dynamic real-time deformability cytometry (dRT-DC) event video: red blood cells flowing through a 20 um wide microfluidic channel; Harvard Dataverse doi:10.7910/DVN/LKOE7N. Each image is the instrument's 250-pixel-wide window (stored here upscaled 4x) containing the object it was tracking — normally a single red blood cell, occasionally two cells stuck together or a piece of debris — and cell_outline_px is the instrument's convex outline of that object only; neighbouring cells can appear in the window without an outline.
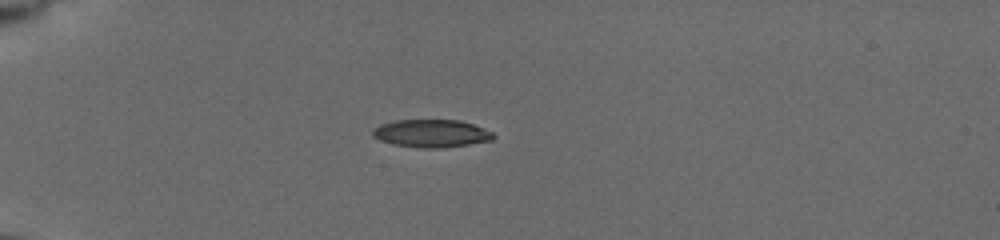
{"species": "common noctule bat (a hibernating species)", "species_latin": "Nyctalus noctula", "temperature_condition": "cold", "stored_images_in_passage": 40, "camera_frame_rate_fps": 3000, "um_per_image_px": 0.085, "animal": {"sex": "female", "body_mass_g": 19.5, "forearm_length_mm": 54.1}, "frame": {"image": 1, "passage_image": 1, "time_ms": 0.0, "image_size_px": [1000, 240], "cell_outline_px": [[496, 136], [492, 140], [468, 144], [436, 148], [424, 148], [392, 144], [380, 140], [372, 136], [372, 128], [380, 124], [396, 120], [460, 120], [472, 124], [492, 132]], "centroid_in_image_um": [36.63, 11.33], "position_along_channel_um": 48.4, "area_um2": 19.42}}
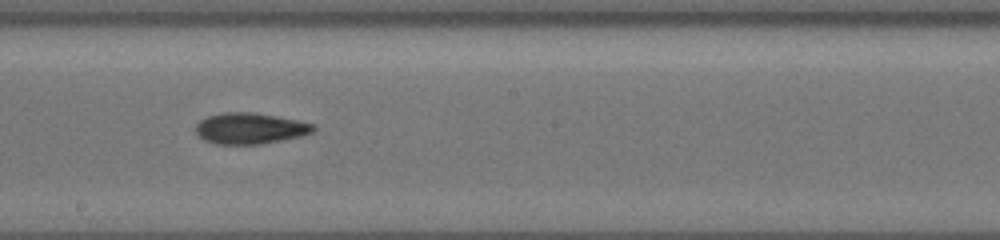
{"frame": {"image": 2, "passage_image": 18, "time_ms": 5.667, "image_size_px": [1000, 240], "cell_outline_px": [[316, 128], [312, 132], [300, 136], [260, 144], [216, 144], [204, 140], [196, 132], [196, 124], [200, 120], [208, 116], [224, 112], [256, 112], [316, 124]], "centroid_in_image_um": [21.25, 10.9], "position_along_channel_um": 227.0, "area_um2": 21.21}}
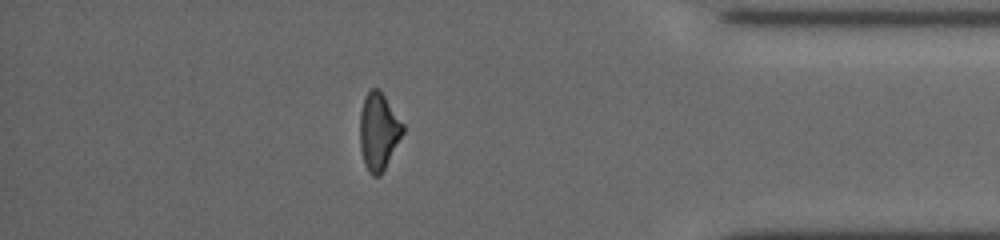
{"frame": {"image": 3, "passage_image": 34, "time_ms": 11.0, "image_size_px": [1000, 240], "cell_outline_px": [[404, 132], [380, 176], [372, 176], [368, 172], [364, 164], [360, 148], [360, 112], [364, 96], [372, 88], [380, 88], [404, 124]], "centroid_in_image_um": [32.17, 11.15], "position_along_channel_um": 403.0, "area_um2": 19.48}, "authors_computed_cell_mechanics": {"area_um2": 20.2589, "velocity_mm_per_s": 3.7707, "shape_relaxation_time_tau1_ms": 4.9677, "shape_relaxation_time_tau2_ms": 5.8061, "deformation_change_tau1": 0.1473, "deformation_change_tau2": 0.1454}}